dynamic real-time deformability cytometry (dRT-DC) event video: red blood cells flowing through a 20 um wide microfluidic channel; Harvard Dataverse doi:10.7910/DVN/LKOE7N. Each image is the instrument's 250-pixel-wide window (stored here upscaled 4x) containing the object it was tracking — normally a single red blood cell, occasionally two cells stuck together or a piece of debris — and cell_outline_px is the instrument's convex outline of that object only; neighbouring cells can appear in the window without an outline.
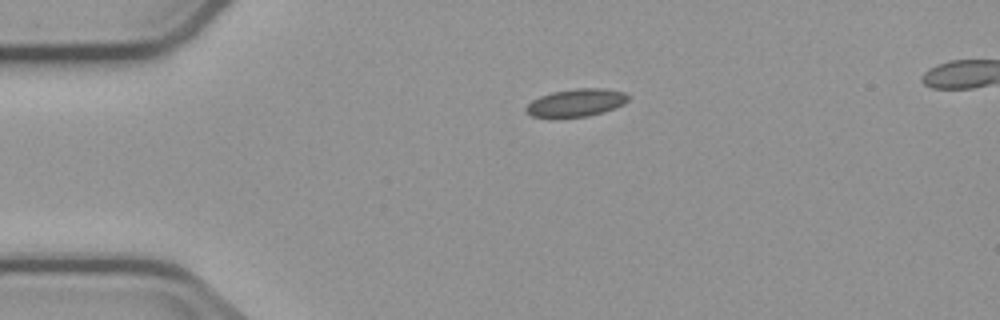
{"species": "common noctule bat (a hibernating species)", "species_latin": "Nyctalus noctula", "temperature_condition": "cold", "stored_images_in_passage": 3, "camera_frame_rate_fps": 3000, "um_per_image_px": 0.085, "animal": {"sex": "male", "body_mass_g": 23.1, "forearm_length_mm": 52.7}, "frame": {"image": 1, "passage_image": 1, "time_ms": 0.0, "image_size_px": [1000, 320], "cell_outline_px": [[628, 100], [624, 104], [604, 112], [588, 116], [532, 116], [524, 112], [524, 108], [532, 100], [540, 96], [552, 92], [576, 88], [604, 88], [624, 92], [628, 96]], "centroid_in_image_um": [48.98, 8.71], "position_along_channel_um": 36.0, "area_um2": 16.3}}